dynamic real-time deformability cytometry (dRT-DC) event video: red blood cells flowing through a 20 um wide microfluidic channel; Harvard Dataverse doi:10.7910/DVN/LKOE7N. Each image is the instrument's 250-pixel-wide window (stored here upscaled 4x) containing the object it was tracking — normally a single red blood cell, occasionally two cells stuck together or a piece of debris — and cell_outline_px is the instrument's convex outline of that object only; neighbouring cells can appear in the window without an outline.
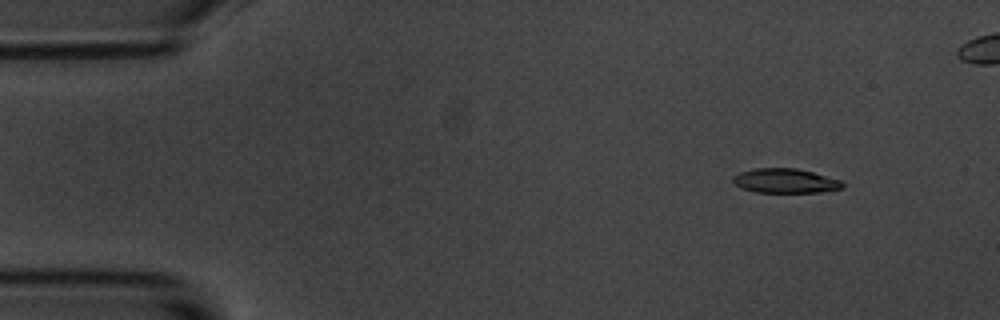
{"species": "common noctule bat (a hibernating species)", "species_latin": "Nyctalus noctula", "temperature_condition": "room temperature", "stored_images_in_passage": 6, "camera_frame_rate_fps": 3000, "um_per_image_px": 0.085, "animal": {"sex": "male", "body_mass_g": 20.1, "forearm_length_mm": 53.5}, "frame": {"image": 1, "passage_image": 2, "time_ms": 1.333, "image_size_px": [1000, 320], "cell_outline_px": [[844, 188], [820, 192], [756, 192], [744, 188], [736, 184], [732, 180], [732, 176], [740, 172], [756, 168], [796, 168], [844, 180]], "centroid_in_image_um": [66.8, 15.36], "position_along_channel_um": 18.2, "area_um2": 15.61}}